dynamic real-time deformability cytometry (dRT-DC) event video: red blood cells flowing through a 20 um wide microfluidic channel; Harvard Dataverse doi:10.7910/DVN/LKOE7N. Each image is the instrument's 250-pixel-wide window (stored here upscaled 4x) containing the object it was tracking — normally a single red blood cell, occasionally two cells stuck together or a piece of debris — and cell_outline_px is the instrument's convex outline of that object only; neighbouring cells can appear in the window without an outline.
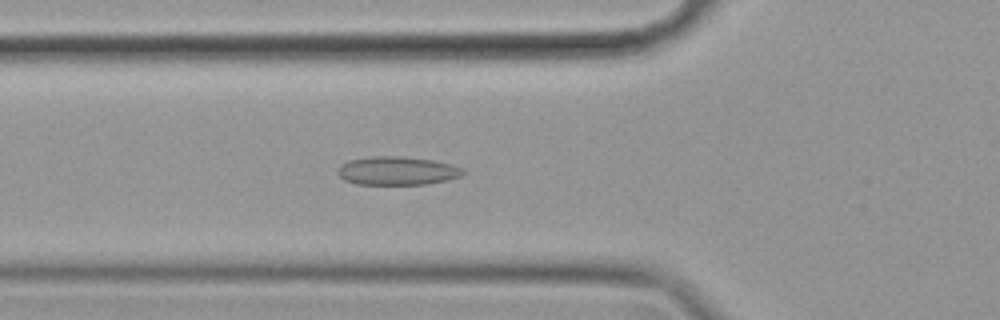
{"species": "common noctule bat (a hibernating species)", "species_latin": "Nyctalus noctula", "temperature_condition": "cold", "stored_images_in_passage": 56, "camera_frame_rate_fps": 3000, "um_per_image_px": 0.085, "animal": {"sex": "female", "body_mass_g": 19.9}, "frame": {"image": 1, "passage_image": 19, "time_ms": 6.0, "image_size_px": [1000, 320], "cell_outline_px": [[464, 172], [460, 176], [428, 184], [356, 184], [344, 180], [336, 172], [340, 164], [348, 160], [372, 156], [404, 156], [432, 160], [452, 164], [460, 168]], "centroid_in_image_um": [33.7, 14.51], "position_along_channel_um": 92.1, "area_um2": 20.75}}
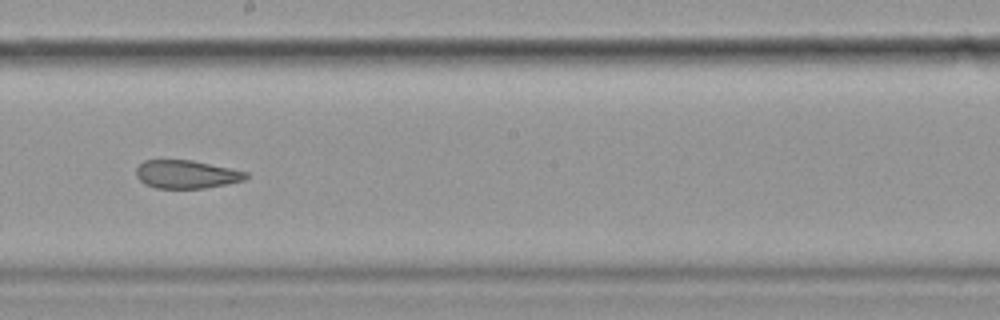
{"frame": {"image": 2, "passage_image": 31, "time_ms": 10.0, "image_size_px": [1000, 320], "cell_outline_px": [[248, 176], [244, 180], [204, 188], [156, 188], [144, 184], [136, 176], [136, 168], [144, 160], [192, 160], [232, 168], [248, 172]], "centroid_in_image_um": [15.83, 14.81], "position_along_channel_um": 232.4, "area_um2": 18.03}}
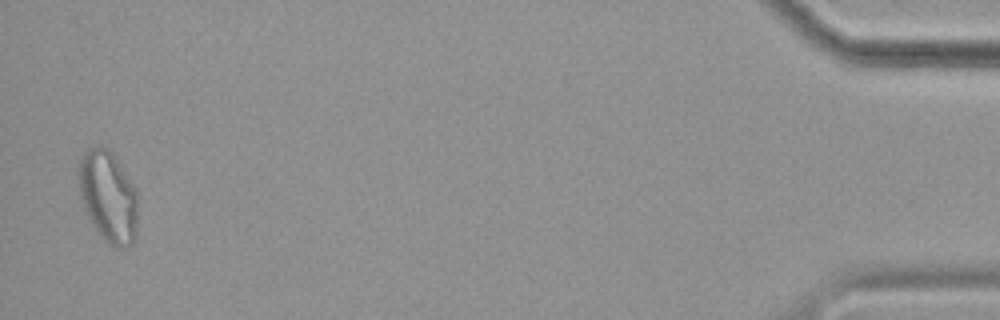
{"frame": {"image": 3, "passage_image": 55, "time_ms": 18.0, "image_size_px": [1000, 320], "cell_outline_px": [[136, 236], [132, 244], [124, 248], [116, 248], [108, 244], [96, 232], [88, 216], [80, 196], [80, 160], [84, 152], [88, 148], [100, 144], [104, 144], [112, 152], [136, 188]], "centroid_in_image_um": [9.21, 16.71], "position_along_channel_um": 426.0, "area_um2": 31.5}, "authors_computed_cell_mechanics": {"area_um2": 22.6865, "velocity_mm_per_s": 3.5065, "shape_relaxation_time_tau1_ms": null, "shape_relaxation_time_tau2_ms": 3.2867, "deformation_change_tau1": null, "deformation_change_tau2": 0.0878}}